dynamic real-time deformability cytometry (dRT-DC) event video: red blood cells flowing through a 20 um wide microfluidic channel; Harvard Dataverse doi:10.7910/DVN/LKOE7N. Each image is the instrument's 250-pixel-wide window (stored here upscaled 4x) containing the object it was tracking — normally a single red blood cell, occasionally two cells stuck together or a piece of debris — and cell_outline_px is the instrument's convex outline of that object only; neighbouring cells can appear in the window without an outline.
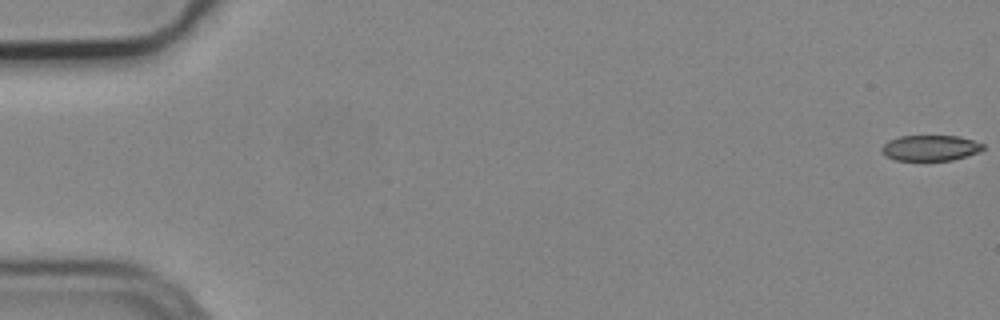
{"species": "common noctule bat (a hibernating species)", "species_latin": "Nyctalus noctula", "temperature_condition": "cold", "stored_images_in_passage": 10, "camera_frame_rate_fps": 3000, "um_per_image_px": 0.085, "animal": {"sex": "male", "body_mass_g": 19.2, "forearm_length_mm": 51.8}, "frame": {"image": 1, "passage_image": 1, "time_ms": 0.0, "image_size_px": [1000, 320], "cell_outline_px": [[984, 148], [976, 152], [952, 160], [896, 160], [884, 156], [880, 152], [880, 148], [888, 140], [900, 136], [960, 136], [984, 144]], "centroid_in_image_um": [79.01, 12.57], "position_along_channel_um": 6.0, "area_um2": 15.09}}